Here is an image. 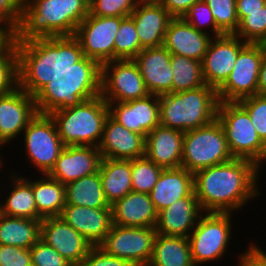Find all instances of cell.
Wrapping results in <instances>:
<instances>
[{
  "mask_svg": "<svg viewBox=\"0 0 266 266\" xmlns=\"http://www.w3.org/2000/svg\"><path fill=\"white\" fill-rule=\"evenodd\" d=\"M260 167L247 159L214 165L193 174L194 193L204 212L234 213L259 197Z\"/></svg>",
  "mask_w": 266,
  "mask_h": 266,
  "instance_id": "1",
  "label": "cell"
},
{
  "mask_svg": "<svg viewBox=\"0 0 266 266\" xmlns=\"http://www.w3.org/2000/svg\"><path fill=\"white\" fill-rule=\"evenodd\" d=\"M19 87L35 96L57 74L79 62L83 51L74 36L35 38L15 42Z\"/></svg>",
  "mask_w": 266,
  "mask_h": 266,
  "instance_id": "2",
  "label": "cell"
},
{
  "mask_svg": "<svg viewBox=\"0 0 266 266\" xmlns=\"http://www.w3.org/2000/svg\"><path fill=\"white\" fill-rule=\"evenodd\" d=\"M88 14L89 3L86 0L22 1L15 42L35 38L74 36L76 28Z\"/></svg>",
  "mask_w": 266,
  "mask_h": 266,
  "instance_id": "3",
  "label": "cell"
},
{
  "mask_svg": "<svg viewBox=\"0 0 266 266\" xmlns=\"http://www.w3.org/2000/svg\"><path fill=\"white\" fill-rule=\"evenodd\" d=\"M101 93V65L84 56L66 72L57 74L35 96L39 114L79 105Z\"/></svg>",
  "mask_w": 266,
  "mask_h": 266,
  "instance_id": "4",
  "label": "cell"
},
{
  "mask_svg": "<svg viewBox=\"0 0 266 266\" xmlns=\"http://www.w3.org/2000/svg\"><path fill=\"white\" fill-rule=\"evenodd\" d=\"M217 90L204 85L196 89L159 96L160 125L183 132L210 124L217 118Z\"/></svg>",
  "mask_w": 266,
  "mask_h": 266,
  "instance_id": "5",
  "label": "cell"
},
{
  "mask_svg": "<svg viewBox=\"0 0 266 266\" xmlns=\"http://www.w3.org/2000/svg\"><path fill=\"white\" fill-rule=\"evenodd\" d=\"M49 115L65 146L97 147L109 116V107L103 97L98 95L74 107L54 110Z\"/></svg>",
  "mask_w": 266,
  "mask_h": 266,
  "instance_id": "6",
  "label": "cell"
},
{
  "mask_svg": "<svg viewBox=\"0 0 266 266\" xmlns=\"http://www.w3.org/2000/svg\"><path fill=\"white\" fill-rule=\"evenodd\" d=\"M217 119L221 123L230 153L258 167L266 162V145L259 138L249 114L237 102L219 101Z\"/></svg>",
  "mask_w": 266,
  "mask_h": 266,
  "instance_id": "7",
  "label": "cell"
},
{
  "mask_svg": "<svg viewBox=\"0 0 266 266\" xmlns=\"http://www.w3.org/2000/svg\"><path fill=\"white\" fill-rule=\"evenodd\" d=\"M233 158L217 118L210 124L184 132L181 167L187 171L194 174Z\"/></svg>",
  "mask_w": 266,
  "mask_h": 266,
  "instance_id": "8",
  "label": "cell"
},
{
  "mask_svg": "<svg viewBox=\"0 0 266 266\" xmlns=\"http://www.w3.org/2000/svg\"><path fill=\"white\" fill-rule=\"evenodd\" d=\"M233 213L204 212L188 237L195 266L222 259L230 244Z\"/></svg>",
  "mask_w": 266,
  "mask_h": 266,
  "instance_id": "9",
  "label": "cell"
},
{
  "mask_svg": "<svg viewBox=\"0 0 266 266\" xmlns=\"http://www.w3.org/2000/svg\"><path fill=\"white\" fill-rule=\"evenodd\" d=\"M22 134L30 164L42 175L48 174L65 148L54 120L49 114L37 113Z\"/></svg>",
  "mask_w": 266,
  "mask_h": 266,
  "instance_id": "10",
  "label": "cell"
},
{
  "mask_svg": "<svg viewBox=\"0 0 266 266\" xmlns=\"http://www.w3.org/2000/svg\"><path fill=\"white\" fill-rule=\"evenodd\" d=\"M264 52L262 43H247L239 51L233 70L217 89L219 101L238 102L258 94V79Z\"/></svg>",
  "mask_w": 266,
  "mask_h": 266,
  "instance_id": "11",
  "label": "cell"
},
{
  "mask_svg": "<svg viewBox=\"0 0 266 266\" xmlns=\"http://www.w3.org/2000/svg\"><path fill=\"white\" fill-rule=\"evenodd\" d=\"M133 59L109 61L101 65V93L106 102H129L149 95Z\"/></svg>",
  "mask_w": 266,
  "mask_h": 266,
  "instance_id": "12",
  "label": "cell"
},
{
  "mask_svg": "<svg viewBox=\"0 0 266 266\" xmlns=\"http://www.w3.org/2000/svg\"><path fill=\"white\" fill-rule=\"evenodd\" d=\"M156 234L155 227L112 225L99 247L107 254L130 261L135 266H147L151 260Z\"/></svg>",
  "mask_w": 266,
  "mask_h": 266,
  "instance_id": "13",
  "label": "cell"
},
{
  "mask_svg": "<svg viewBox=\"0 0 266 266\" xmlns=\"http://www.w3.org/2000/svg\"><path fill=\"white\" fill-rule=\"evenodd\" d=\"M124 18L93 16L89 13L74 34L84 56L97 61L100 65L114 61V40Z\"/></svg>",
  "mask_w": 266,
  "mask_h": 266,
  "instance_id": "14",
  "label": "cell"
},
{
  "mask_svg": "<svg viewBox=\"0 0 266 266\" xmlns=\"http://www.w3.org/2000/svg\"><path fill=\"white\" fill-rule=\"evenodd\" d=\"M247 44L234 34L213 37L202 60L206 85L218 89L233 70L239 51Z\"/></svg>",
  "mask_w": 266,
  "mask_h": 266,
  "instance_id": "15",
  "label": "cell"
},
{
  "mask_svg": "<svg viewBox=\"0 0 266 266\" xmlns=\"http://www.w3.org/2000/svg\"><path fill=\"white\" fill-rule=\"evenodd\" d=\"M37 113L34 96L20 87L0 95V148L22 136Z\"/></svg>",
  "mask_w": 266,
  "mask_h": 266,
  "instance_id": "16",
  "label": "cell"
},
{
  "mask_svg": "<svg viewBox=\"0 0 266 266\" xmlns=\"http://www.w3.org/2000/svg\"><path fill=\"white\" fill-rule=\"evenodd\" d=\"M40 239L53 247L72 266H80L93 247L61 217L42 219Z\"/></svg>",
  "mask_w": 266,
  "mask_h": 266,
  "instance_id": "17",
  "label": "cell"
},
{
  "mask_svg": "<svg viewBox=\"0 0 266 266\" xmlns=\"http://www.w3.org/2000/svg\"><path fill=\"white\" fill-rule=\"evenodd\" d=\"M109 115L128 130L147 136L160 125L159 96L146 97L129 102H107Z\"/></svg>",
  "mask_w": 266,
  "mask_h": 266,
  "instance_id": "18",
  "label": "cell"
},
{
  "mask_svg": "<svg viewBox=\"0 0 266 266\" xmlns=\"http://www.w3.org/2000/svg\"><path fill=\"white\" fill-rule=\"evenodd\" d=\"M102 155L94 146H65L47 174L63 185L99 171Z\"/></svg>",
  "mask_w": 266,
  "mask_h": 266,
  "instance_id": "19",
  "label": "cell"
},
{
  "mask_svg": "<svg viewBox=\"0 0 266 266\" xmlns=\"http://www.w3.org/2000/svg\"><path fill=\"white\" fill-rule=\"evenodd\" d=\"M133 60L150 94L172 93L171 53L164 46L144 48Z\"/></svg>",
  "mask_w": 266,
  "mask_h": 266,
  "instance_id": "20",
  "label": "cell"
},
{
  "mask_svg": "<svg viewBox=\"0 0 266 266\" xmlns=\"http://www.w3.org/2000/svg\"><path fill=\"white\" fill-rule=\"evenodd\" d=\"M97 148L102 158L133 160L144 157L145 137L128 130L109 115Z\"/></svg>",
  "mask_w": 266,
  "mask_h": 266,
  "instance_id": "21",
  "label": "cell"
},
{
  "mask_svg": "<svg viewBox=\"0 0 266 266\" xmlns=\"http://www.w3.org/2000/svg\"><path fill=\"white\" fill-rule=\"evenodd\" d=\"M203 214L193 192L157 213L156 232L164 236L188 238Z\"/></svg>",
  "mask_w": 266,
  "mask_h": 266,
  "instance_id": "22",
  "label": "cell"
},
{
  "mask_svg": "<svg viewBox=\"0 0 266 266\" xmlns=\"http://www.w3.org/2000/svg\"><path fill=\"white\" fill-rule=\"evenodd\" d=\"M60 217L93 246L104 241L113 225L111 207L96 209L66 204Z\"/></svg>",
  "mask_w": 266,
  "mask_h": 266,
  "instance_id": "23",
  "label": "cell"
},
{
  "mask_svg": "<svg viewBox=\"0 0 266 266\" xmlns=\"http://www.w3.org/2000/svg\"><path fill=\"white\" fill-rule=\"evenodd\" d=\"M213 37L198 31L182 17L172 18L165 32L163 46L171 53L202 61Z\"/></svg>",
  "mask_w": 266,
  "mask_h": 266,
  "instance_id": "24",
  "label": "cell"
},
{
  "mask_svg": "<svg viewBox=\"0 0 266 266\" xmlns=\"http://www.w3.org/2000/svg\"><path fill=\"white\" fill-rule=\"evenodd\" d=\"M184 132L158 125L145 137V157L162 169L181 167Z\"/></svg>",
  "mask_w": 266,
  "mask_h": 266,
  "instance_id": "25",
  "label": "cell"
},
{
  "mask_svg": "<svg viewBox=\"0 0 266 266\" xmlns=\"http://www.w3.org/2000/svg\"><path fill=\"white\" fill-rule=\"evenodd\" d=\"M113 225L123 227H155L157 211L149 194L129 192L111 205Z\"/></svg>",
  "mask_w": 266,
  "mask_h": 266,
  "instance_id": "26",
  "label": "cell"
},
{
  "mask_svg": "<svg viewBox=\"0 0 266 266\" xmlns=\"http://www.w3.org/2000/svg\"><path fill=\"white\" fill-rule=\"evenodd\" d=\"M130 17L143 49L163 46L165 32L173 17L162 5L137 3Z\"/></svg>",
  "mask_w": 266,
  "mask_h": 266,
  "instance_id": "27",
  "label": "cell"
},
{
  "mask_svg": "<svg viewBox=\"0 0 266 266\" xmlns=\"http://www.w3.org/2000/svg\"><path fill=\"white\" fill-rule=\"evenodd\" d=\"M193 192V173L180 167L163 169L149 196L158 213L170 206L174 201L188 197Z\"/></svg>",
  "mask_w": 266,
  "mask_h": 266,
  "instance_id": "28",
  "label": "cell"
},
{
  "mask_svg": "<svg viewBox=\"0 0 266 266\" xmlns=\"http://www.w3.org/2000/svg\"><path fill=\"white\" fill-rule=\"evenodd\" d=\"M12 190L6 196L5 202L0 201V213L11 217H22L33 220H42L38 214L34 200L32 180L28 177L18 175L16 172L10 174ZM13 182V183H12ZM3 203V204H2Z\"/></svg>",
  "mask_w": 266,
  "mask_h": 266,
  "instance_id": "29",
  "label": "cell"
},
{
  "mask_svg": "<svg viewBox=\"0 0 266 266\" xmlns=\"http://www.w3.org/2000/svg\"><path fill=\"white\" fill-rule=\"evenodd\" d=\"M99 174L110 205L132 192L131 160L102 158Z\"/></svg>",
  "mask_w": 266,
  "mask_h": 266,
  "instance_id": "30",
  "label": "cell"
},
{
  "mask_svg": "<svg viewBox=\"0 0 266 266\" xmlns=\"http://www.w3.org/2000/svg\"><path fill=\"white\" fill-rule=\"evenodd\" d=\"M147 266H195L188 238L157 233Z\"/></svg>",
  "mask_w": 266,
  "mask_h": 266,
  "instance_id": "31",
  "label": "cell"
},
{
  "mask_svg": "<svg viewBox=\"0 0 266 266\" xmlns=\"http://www.w3.org/2000/svg\"><path fill=\"white\" fill-rule=\"evenodd\" d=\"M41 221L0 213V245L30 249L40 240Z\"/></svg>",
  "mask_w": 266,
  "mask_h": 266,
  "instance_id": "32",
  "label": "cell"
},
{
  "mask_svg": "<svg viewBox=\"0 0 266 266\" xmlns=\"http://www.w3.org/2000/svg\"><path fill=\"white\" fill-rule=\"evenodd\" d=\"M66 204L90 208H108L99 171L65 185Z\"/></svg>",
  "mask_w": 266,
  "mask_h": 266,
  "instance_id": "33",
  "label": "cell"
},
{
  "mask_svg": "<svg viewBox=\"0 0 266 266\" xmlns=\"http://www.w3.org/2000/svg\"><path fill=\"white\" fill-rule=\"evenodd\" d=\"M32 181L33 195L38 214L44 219L60 217L66 205L65 185L44 174Z\"/></svg>",
  "mask_w": 266,
  "mask_h": 266,
  "instance_id": "34",
  "label": "cell"
},
{
  "mask_svg": "<svg viewBox=\"0 0 266 266\" xmlns=\"http://www.w3.org/2000/svg\"><path fill=\"white\" fill-rule=\"evenodd\" d=\"M172 92L192 90L205 85L202 61L171 54Z\"/></svg>",
  "mask_w": 266,
  "mask_h": 266,
  "instance_id": "35",
  "label": "cell"
},
{
  "mask_svg": "<svg viewBox=\"0 0 266 266\" xmlns=\"http://www.w3.org/2000/svg\"><path fill=\"white\" fill-rule=\"evenodd\" d=\"M142 49L133 19L125 17L116 32L114 60L134 59Z\"/></svg>",
  "mask_w": 266,
  "mask_h": 266,
  "instance_id": "36",
  "label": "cell"
},
{
  "mask_svg": "<svg viewBox=\"0 0 266 266\" xmlns=\"http://www.w3.org/2000/svg\"><path fill=\"white\" fill-rule=\"evenodd\" d=\"M162 170L145 156L131 160L132 191L149 194L157 183Z\"/></svg>",
  "mask_w": 266,
  "mask_h": 266,
  "instance_id": "37",
  "label": "cell"
},
{
  "mask_svg": "<svg viewBox=\"0 0 266 266\" xmlns=\"http://www.w3.org/2000/svg\"><path fill=\"white\" fill-rule=\"evenodd\" d=\"M239 26L235 36L247 43H264L266 40V11L236 12Z\"/></svg>",
  "mask_w": 266,
  "mask_h": 266,
  "instance_id": "38",
  "label": "cell"
},
{
  "mask_svg": "<svg viewBox=\"0 0 266 266\" xmlns=\"http://www.w3.org/2000/svg\"><path fill=\"white\" fill-rule=\"evenodd\" d=\"M19 87L18 54L15 40L0 54V95Z\"/></svg>",
  "mask_w": 266,
  "mask_h": 266,
  "instance_id": "39",
  "label": "cell"
},
{
  "mask_svg": "<svg viewBox=\"0 0 266 266\" xmlns=\"http://www.w3.org/2000/svg\"><path fill=\"white\" fill-rule=\"evenodd\" d=\"M182 18L198 31L208 33L212 37H219L225 34L216 25L210 7L204 0L194 3ZM207 28L211 29L210 33L206 32L208 31Z\"/></svg>",
  "mask_w": 266,
  "mask_h": 266,
  "instance_id": "40",
  "label": "cell"
},
{
  "mask_svg": "<svg viewBox=\"0 0 266 266\" xmlns=\"http://www.w3.org/2000/svg\"><path fill=\"white\" fill-rule=\"evenodd\" d=\"M215 19L216 25L225 34H234L239 26L236 0H204Z\"/></svg>",
  "mask_w": 266,
  "mask_h": 266,
  "instance_id": "41",
  "label": "cell"
},
{
  "mask_svg": "<svg viewBox=\"0 0 266 266\" xmlns=\"http://www.w3.org/2000/svg\"><path fill=\"white\" fill-rule=\"evenodd\" d=\"M237 103L249 114L259 138L266 145V95L256 94Z\"/></svg>",
  "mask_w": 266,
  "mask_h": 266,
  "instance_id": "42",
  "label": "cell"
},
{
  "mask_svg": "<svg viewBox=\"0 0 266 266\" xmlns=\"http://www.w3.org/2000/svg\"><path fill=\"white\" fill-rule=\"evenodd\" d=\"M137 3V0H94L89 4V13L101 17H128Z\"/></svg>",
  "mask_w": 266,
  "mask_h": 266,
  "instance_id": "43",
  "label": "cell"
},
{
  "mask_svg": "<svg viewBox=\"0 0 266 266\" xmlns=\"http://www.w3.org/2000/svg\"><path fill=\"white\" fill-rule=\"evenodd\" d=\"M32 266H72L53 247L41 239L30 248Z\"/></svg>",
  "mask_w": 266,
  "mask_h": 266,
  "instance_id": "44",
  "label": "cell"
},
{
  "mask_svg": "<svg viewBox=\"0 0 266 266\" xmlns=\"http://www.w3.org/2000/svg\"><path fill=\"white\" fill-rule=\"evenodd\" d=\"M0 266H32L30 249L0 245Z\"/></svg>",
  "mask_w": 266,
  "mask_h": 266,
  "instance_id": "45",
  "label": "cell"
},
{
  "mask_svg": "<svg viewBox=\"0 0 266 266\" xmlns=\"http://www.w3.org/2000/svg\"><path fill=\"white\" fill-rule=\"evenodd\" d=\"M80 266H135L132 262L107 254L99 246H93Z\"/></svg>",
  "mask_w": 266,
  "mask_h": 266,
  "instance_id": "46",
  "label": "cell"
},
{
  "mask_svg": "<svg viewBox=\"0 0 266 266\" xmlns=\"http://www.w3.org/2000/svg\"><path fill=\"white\" fill-rule=\"evenodd\" d=\"M22 0H0V22L16 31L21 18Z\"/></svg>",
  "mask_w": 266,
  "mask_h": 266,
  "instance_id": "47",
  "label": "cell"
},
{
  "mask_svg": "<svg viewBox=\"0 0 266 266\" xmlns=\"http://www.w3.org/2000/svg\"><path fill=\"white\" fill-rule=\"evenodd\" d=\"M250 246L247 247L243 253L239 254L238 266H266V252L263 251L256 243L250 242Z\"/></svg>",
  "mask_w": 266,
  "mask_h": 266,
  "instance_id": "48",
  "label": "cell"
},
{
  "mask_svg": "<svg viewBox=\"0 0 266 266\" xmlns=\"http://www.w3.org/2000/svg\"><path fill=\"white\" fill-rule=\"evenodd\" d=\"M198 1L200 0H165L162 6L173 18H180Z\"/></svg>",
  "mask_w": 266,
  "mask_h": 266,
  "instance_id": "49",
  "label": "cell"
},
{
  "mask_svg": "<svg viewBox=\"0 0 266 266\" xmlns=\"http://www.w3.org/2000/svg\"><path fill=\"white\" fill-rule=\"evenodd\" d=\"M266 11V0H236V12Z\"/></svg>",
  "mask_w": 266,
  "mask_h": 266,
  "instance_id": "50",
  "label": "cell"
},
{
  "mask_svg": "<svg viewBox=\"0 0 266 266\" xmlns=\"http://www.w3.org/2000/svg\"><path fill=\"white\" fill-rule=\"evenodd\" d=\"M15 40V31L0 22V54Z\"/></svg>",
  "mask_w": 266,
  "mask_h": 266,
  "instance_id": "51",
  "label": "cell"
},
{
  "mask_svg": "<svg viewBox=\"0 0 266 266\" xmlns=\"http://www.w3.org/2000/svg\"><path fill=\"white\" fill-rule=\"evenodd\" d=\"M258 94L266 95V50L264 52L259 72Z\"/></svg>",
  "mask_w": 266,
  "mask_h": 266,
  "instance_id": "52",
  "label": "cell"
},
{
  "mask_svg": "<svg viewBox=\"0 0 266 266\" xmlns=\"http://www.w3.org/2000/svg\"><path fill=\"white\" fill-rule=\"evenodd\" d=\"M165 0H137L138 3L152 4V5H162Z\"/></svg>",
  "mask_w": 266,
  "mask_h": 266,
  "instance_id": "53",
  "label": "cell"
},
{
  "mask_svg": "<svg viewBox=\"0 0 266 266\" xmlns=\"http://www.w3.org/2000/svg\"><path fill=\"white\" fill-rule=\"evenodd\" d=\"M0 157H1V155H0ZM2 159H4V158H3V157H2V158H0V168H2V167H3V165H4V164H3L4 162H3V160H2Z\"/></svg>",
  "mask_w": 266,
  "mask_h": 266,
  "instance_id": "54",
  "label": "cell"
},
{
  "mask_svg": "<svg viewBox=\"0 0 266 266\" xmlns=\"http://www.w3.org/2000/svg\"><path fill=\"white\" fill-rule=\"evenodd\" d=\"M263 45H264V48L266 50V40L264 41Z\"/></svg>",
  "mask_w": 266,
  "mask_h": 266,
  "instance_id": "55",
  "label": "cell"
},
{
  "mask_svg": "<svg viewBox=\"0 0 266 266\" xmlns=\"http://www.w3.org/2000/svg\"><path fill=\"white\" fill-rule=\"evenodd\" d=\"M89 4L92 2V1H94V0H86Z\"/></svg>",
  "mask_w": 266,
  "mask_h": 266,
  "instance_id": "56",
  "label": "cell"
}]
</instances>
